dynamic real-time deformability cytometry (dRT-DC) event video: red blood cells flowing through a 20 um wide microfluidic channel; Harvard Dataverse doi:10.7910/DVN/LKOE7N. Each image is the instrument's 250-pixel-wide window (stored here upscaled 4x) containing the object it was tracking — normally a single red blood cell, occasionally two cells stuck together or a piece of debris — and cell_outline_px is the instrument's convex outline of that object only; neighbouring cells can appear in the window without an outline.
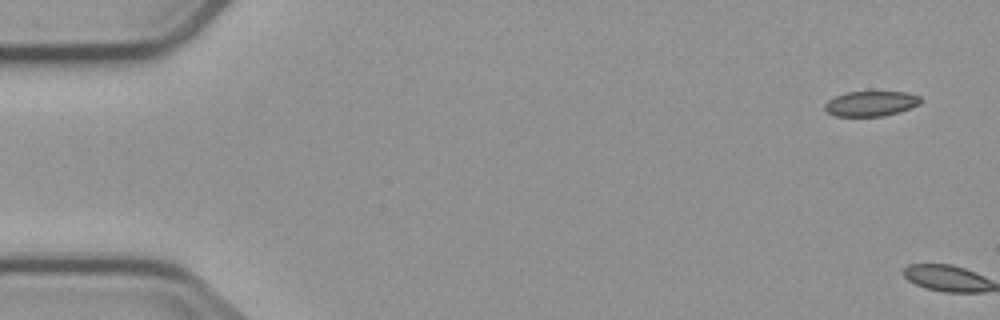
{"species": "common noctule bat (a hibernating species)", "species_latin": "Nyctalus noctula", "temperature_condition": "cold", "stored_images_in_passage": 5, "camera_frame_rate_fps": 3000, "um_per_image_px": 0.085, "animal": {"sex": "male", "body_mass_g": 23.1, "forearm_length_mm": 52.7}, "frame": {"image": 1, "passage_image": 1, "time_ms": 0.0, "image_size_px": [1000, 320], "cell_outline_px": [[924, 100], [920, 104], [884, 116], [836, 116], [828, 112], [824, 108], [824, 104], [828, 100], [836, 96], [848, 92], [908, 92], [920, 96]], "centroid_in_image_um": [74.04, 8.8], "position_along_channel_um": 11.0, "area_um2": 13.93}}
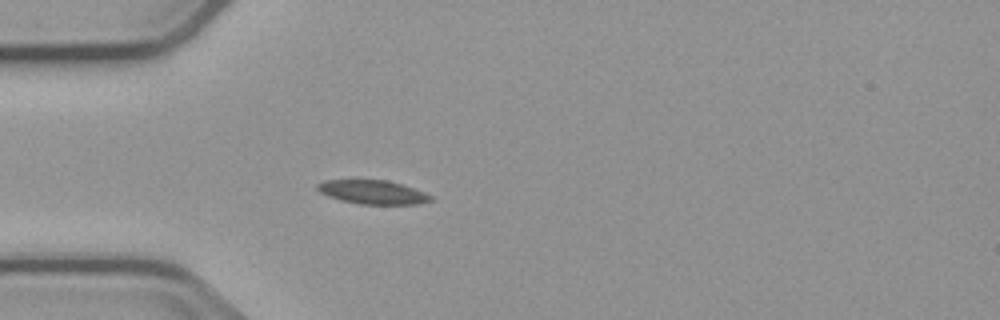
{"frame": {"image": 2, "passage_image": 5, "time_ms": 5.667, "image_size_px": [1000, 320], "cell_outline_px": [[432, 200], [416, 204], [360, 204], [340, 200], [328, 196], [320, 192], [316, 188], [316, 184], [324, 180], [388, 180], [424, 192], [432, 196]], "centroid_in_image_um": [31.64, 16.33], "position_along_channel_um": 53.4, "area_um2": 15.61}}